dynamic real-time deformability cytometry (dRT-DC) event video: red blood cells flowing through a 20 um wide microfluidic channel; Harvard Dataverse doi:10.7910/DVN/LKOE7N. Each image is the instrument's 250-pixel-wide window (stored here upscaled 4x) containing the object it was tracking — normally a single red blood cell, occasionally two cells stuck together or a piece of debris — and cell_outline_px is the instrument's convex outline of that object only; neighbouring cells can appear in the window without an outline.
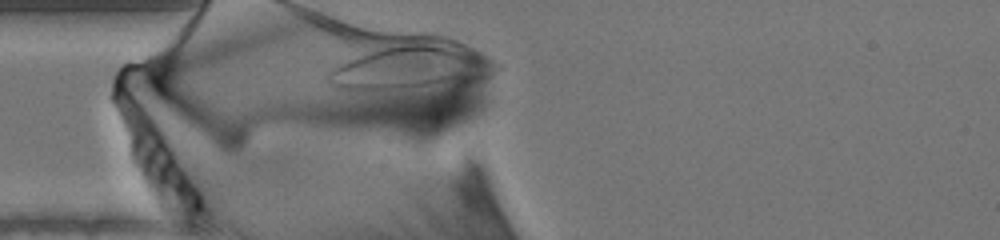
{"species": "human", "species_latin": "Homo sapiens", "temperature_condition": "warm", "stored_images_in_passage": 53, "camera_frame_rate_fps": 3000, "um_per_image_px": 0.085, "donor": {"sex": "male"}, "frame": {"image": 1, "passage_image": 14, "time_ms": 4.333, "image_size_px": [1000, 240], "cell_outline_px": [[504, 68], [484, 80], [464, 88], [384, 92], [348, 92], [336, 88], [328, 84], [328, 72], [336, 64], [408, 36], [444, 36], [456, 40], [472, 48], [500, 64]], "centroid_in_image_um": [35.17, 5.69], "position_along_channel_um": 49.8, "area_um2": 50.63}}
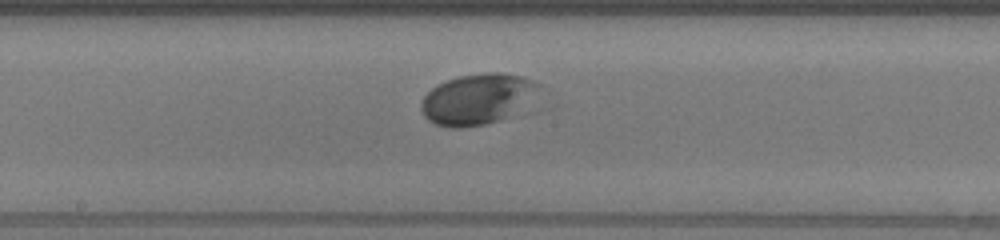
{"frame": {"image": 2, "passage_image": 27, "time_ms": 8.667, "image_size_px": [1000, 240], "cell_outline_px": [[540, 84], [504, 116], [496, 120], [484, 124], [460, 128], [448, 128], [436, 124], [428, 120], [424, 116], [420, 108], [420, 104], [424, 96], [436, 84], [460, 76], [488, 72], [500, 72], [524, 76], [536, 80]], "centroid_in_image_um": [40.39, 8.39], "position_along_channel_um": 207.8, "area_um2": 33.23}}
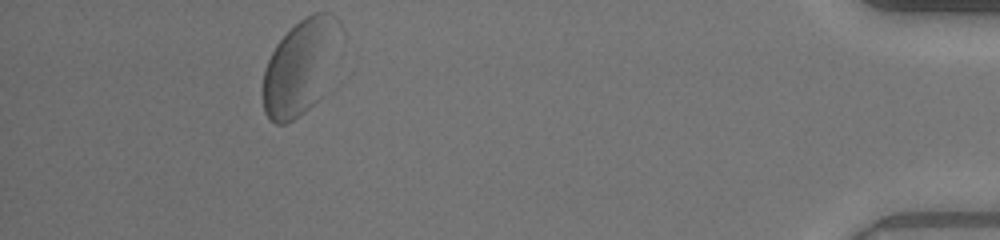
{"frame": {"image": 3, "passage_image": 49, "time_ms": 16.0, "image_size_px": [1000, 240], "cell_outline_px": [[344, 36], [320, 96], [308, 108], [292, 120], [284, 124], [276, 124], [264, 112], [260, 92], [264, 68], [276, 44], [304, 16], [312, 12], [332, 12], [340, 20], [344, 28]], "centroid_in_image_um": [25.54, 5.62], "position_along_channel_um": 409.7, "area_um2": 43.47}}